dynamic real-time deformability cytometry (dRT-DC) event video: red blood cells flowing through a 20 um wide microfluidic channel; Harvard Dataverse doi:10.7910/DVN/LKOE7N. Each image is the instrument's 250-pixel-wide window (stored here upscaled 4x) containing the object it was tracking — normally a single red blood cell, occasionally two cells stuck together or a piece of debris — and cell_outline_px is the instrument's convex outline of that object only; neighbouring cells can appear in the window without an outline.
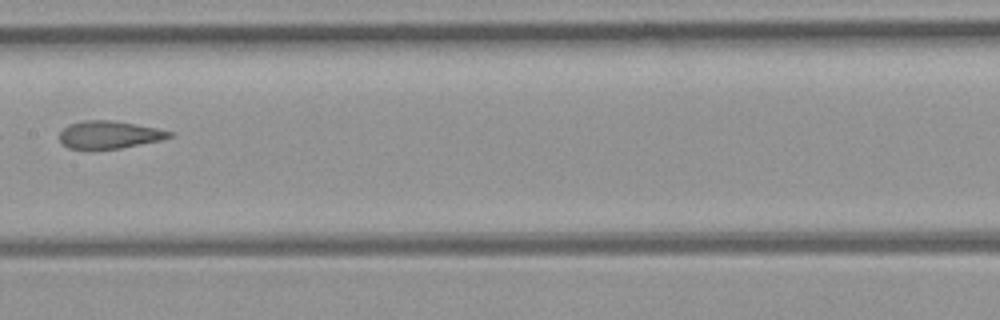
{"species": "common noctule bat (a hibernating species)", "species_latin": "Nyctalus noctula", "temperature_condition": "room temperature", "stored_images_in_passage": 9, "camera_frame_rate_fps": 3000, "um_per_image_px": 0.085, "animal": {"sex": "female", "body_mass_g": 21.9}, "frame": {"image": 1, "passage_image": 7, "time_ms": 7.667, "image_size_px": [1000, 320], "cell_outline_px": [[176, 132], [172, 136], [160, 140], [120, 148], [92, 152], [88, 152], [68, 148], [60, 140], [60, 132], [68, 124], [84, 120], [116, 120]], "centroid_in_image_um": [9.25, 11.48], "position_along_channel_um": 198.2, "area_um2": 18.32}}
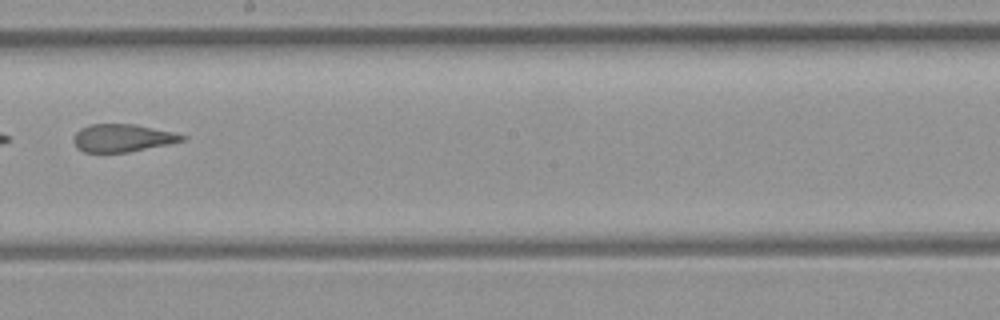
{"frame": {"image": 2, "passage_image": 8, "time_ms": 8.667, "image_size_px": [1000, 320], "cell_outline_px": [[188, 136], [184, 140], [128, 152], [84, 152], [76, 148], [72, 140], [76, 132], [80, 128], [88, 124], [136, 124], [172, 132]], "centroid_in_image_um": [10.34, 11.72], "position_along_channel_um": 237.9, "area_um2": 17.46}}
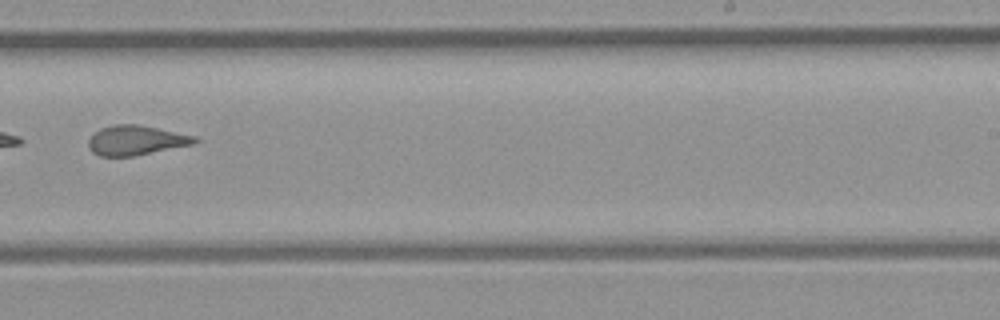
{"frame": {"image": 3, "passage_image": 9, "time_ms": 9.667, "image_size_px": [1000, 320], "cell_outline_px": [[200, 140], [196, 144], [136, 156], [100, 156], [92, 152], [88, 148], [88, 140], [92, 132], [100, 128], [112, 124], [136, 124], [196, 136]], "centroid_in_image_um": [11.55, 11.93], "position_along_channel_um": 277.5, "area_um2": 18.73}}